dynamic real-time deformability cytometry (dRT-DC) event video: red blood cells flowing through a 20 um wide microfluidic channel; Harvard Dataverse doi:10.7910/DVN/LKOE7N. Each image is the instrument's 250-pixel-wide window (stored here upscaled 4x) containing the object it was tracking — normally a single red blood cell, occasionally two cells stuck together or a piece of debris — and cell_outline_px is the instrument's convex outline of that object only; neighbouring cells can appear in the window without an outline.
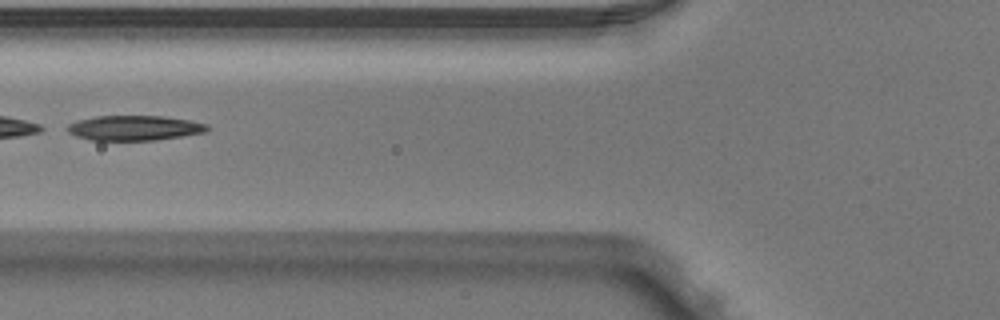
{"species": "Egyptian fruit bat (a non-hibernating species)", "species_latin": "Rousettus aegyptiacus", "temperature_condition": "warm", "stored_images_in_passage": 4, "camera_frame_rate_fps": 3000, "um_per_image_px": 0.085, "animal": {"sex": "male"}, "frame": {"image": 1, "passage_image": 3, "time_ms": 0.667, "image_size_px": [1000, 320], "cell_outline_px": [[208, 132], [156, 140], [88, 140], [76, 136], [60, 128], [76, 120], [96, 116], [164, 116], [188, 120], [208, 124]], "centroid_in_image_um": [11.35, 10.87], "position_along_channel_um": 114.4, "area_um2": 20.63}}
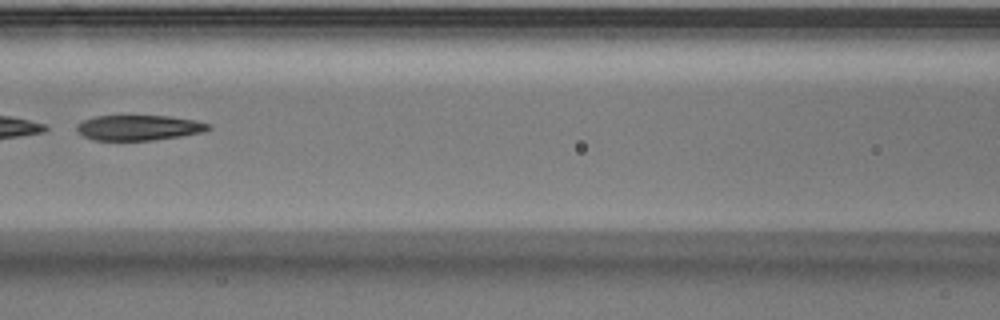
{"frame": {"image": 2, "passage_image": 4, "time_ms": 1.0, "image_size_px": [1000, 320], "cell_outline_px": [[212, 128], [204, 132], [180, 136], [152, 140], [92, 140], [84, 136], [76, 128], [76, 124], [84, 120], [96, 116], [168, 116], [196, 120], [208, 124]], "centroid_in_image_um": [11.81, 10.85], "position_along_channel_um": 154.8, "area_um2": 19.25}}